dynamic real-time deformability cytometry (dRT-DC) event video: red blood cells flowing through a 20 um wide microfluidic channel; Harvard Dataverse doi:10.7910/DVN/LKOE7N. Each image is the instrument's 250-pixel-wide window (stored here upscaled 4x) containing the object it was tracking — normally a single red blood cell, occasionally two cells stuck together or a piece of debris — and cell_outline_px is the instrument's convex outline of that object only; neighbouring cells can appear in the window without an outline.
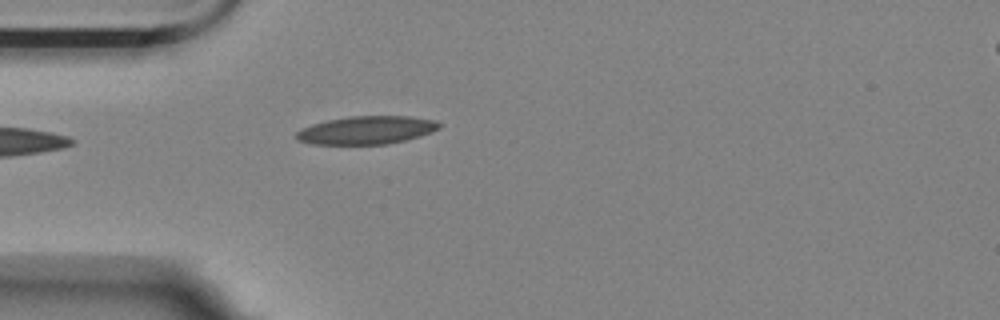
{"species": "Egyptian fruit bat (a non-hibernating species)", "species_latin": "Rousettus aegyptiacus", "temperature_condition": "room temperature", "stored_images_in_passage": 5, "camera_frame_rate_fps": 3000, "um_per_image_px": 0.085, "animal": {"sex": "female"}, "frame": {"image": 1, "passage_image": 5, "time_ms": 1.333, "image_size_px": [1000, 320], "cell_outline_px": [[440, 128], [432, 132], [420, 136], [388, 144], [312, 144], [300, 140], [296, 136], [296, 132], [300, 128], [312, 124], [328, 120], [352, 116], [408, 116], [436, 120], [440, 124]], "centroid_in_image_um": [31.17, 11.06], "position_along_channel_um": 53.8, "area_um2": 23.29}}